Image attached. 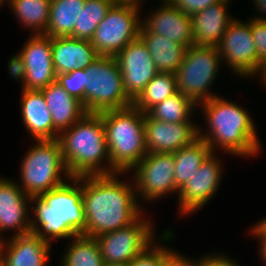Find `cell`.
Instances as JSON below:
<instances>
[{"mask_svg":"<svg viewBox=\"0 0 266 266\" xmlns=\"http://www.w3.org/2000/svg\"><path fill=\"white\" fill-rule=\"evenodd\" d=\"M123 174L127 173L82 176L86 220L83 236L96 238L103 233L126 227L144 214L133 180H120L119 176Z\"/></svg>","mask_w":266,"mask_h":266,"instance_id":"6da1fadb","label":"cell"},{"mask_svg":"<svg viewBox=\"0 0 266 266\" xmlns=\"http://www.w3.org/2000/svg\"><path fill=\"white\" fill-rule=\"evenodd\" d=\"M31 203V232L46 242L69 240L85 232L82 176L71 177L59 187L31 197Z\"/></svg>","mask_w":266,"mask_h":266,"instance_id":"7a4b0ae2","label":"cell"},{"mask_svg":"<svg viewBox=\"0 0 266 266\" xmlns=\"http://www.w3.org/2000/svg\"><path fill=\"white\" fill-rule=\"evenodd\" d=\"M207 120V131L198 126V137L204 139L212 152L223 151L238 157H254L261 151L254 121L245 108L215 96L198 104ZM204 131V132H203Z\"/></svg>","mask_w":266,"mask_h":266,"instance_id":"3957f363","label":"cell"},{"mask_svg":"<svg viewBox=\"0 0 266 266\" xmlns=\"http://www.w3.org/2000/svg\"><path fill=\"white\" fill-rule=\"evenodd\" d=\"M58 141L71 177L111 174L105 127L100 113H86L62 131Z\"/></svg>","mask_w":266,"mask_h":266,"instance_id":"277c9868","label":"cell"},{"mask_svg":"<svg viewBox=\"0 0 266 266\" xmlns=\"http://www.w3.org/2000/svg\"><path fill=\"white\" fill-rule=\"evenodd\" d=\"M105 127L111 174L128 173L147 154L144 117L136 107L100 113Z\"/></svg>","mask_w":266,"mask_h":266,"instance_id":"5b68a950","label":"cell"},{"mask_svg":"<svg viewBox=\"0 0 266 266\" xmlns=\"http://www.w3.org/2000/svg\"><path fill=\"white\" fill-rule=\"evenodd\" d=\"M35 142L36 144L34 143L26 151L20 163L21 184L18 182L20 188L30 198L38 197L71 179L58 139L36 140Z\"/></svg>","mask_w":266,"mask_h":266,"instance_id":"8992f818","label":"cell"},{"mask_svg":"<svg viewBox=\"0 0 266 266\" xmlns=\"http://www.w3.org/2000/svg\"><path fill=\"white\" fill-rule=\"evenodd\" d=\"M84 108L87 113L132 106L125 93L122 74L115 56L100 55L85 69Z\"/></svg>","mask_w":266,"mask_h":266,"instance_id":"52a82bcc","label":"cell"},{"mask_svg":"<svg viewBox=\"0 0 266 266\" xmlns=\"http://www.w3.org/2000/svg\"><path fill=\"white\" fill-rule=\"evenodd\" d=\"M222 63L217 47H188L181 65L174 73L177 91L197 105L218 96L210 88L220 73Z\"/></svg>","mask_w":266,"mask_h":266,"instance_id":"ba28073f","label":"cell"},{"mask_svg":"<svg viewBox=\"0 0 266 266\" xmlns=\"http://www.w3.org/2000/svg\"><path fill=\"white\" fill-rule=\"evenodd\" d=\"M142 2L115 3L97 26L90 43L99 55L116 56L139 37Z\"/></svg>","mask_w":266,"mask_h":266,"instance_id":"9c48e42d","label":"cell"},{"mask_svg":"<svg viewBox=\"0 0 266 266\" xmlns=\"http://www.w3.org/2000/svg\"><path fill=\"white\" fill-rule=\"evenodd\" d=\"M153 225L142 214L130 225L96 237L103 262L128 264L156 240Z\"/></svg>","mask_w":266,"mask_h":266,"instance_id":"30bf717a","label":"cell"},{"mask_svg":"<svg viewBox=\"0 0 266 266\" xmlns=\"http://www.w3.org/2000/svg\"><path fill=\"white\" fill-rule=\"evenodd\" d=\"M132 170L139 203L144 199L145 203L156 202L167 195L178 194L172 153H147Z\"/></svg>","mask_w":266,"mask_h":266,"instance_id":"8fae6325","label":"cell"},{"mask_svg":"<svg viewBox=\"0 0 266 266\" xmlns=\"http://www.w3.org/2000/svg\"><path fill=\"white\" fill-rule=\"evenodd\" d=\"M223 64L241 78L257 77V49L248 21L234 18L217 46Z\"/></svg>","mask_w":266,"mask_h":266,"instance_id":"7c38bea8","label":"cell"},{"mask_svg":"<svg viewBox=\"0 0 266 266\" xmlns=\"http://www.w3.org/2000/svg\"><path fill=\"white\" fill-rule=\"evenodd\" d=\"M215 154L212 152L178 191V215L195 213L215 196L223 176V165Z\"/></svg>","mask_w":266,"mask_h":266,"instance_id":"4fadbf2b","label":"cell"},{"mask_svg":"<svg viewBox=\"0 0 266 266\" xmlns=\"http://www.w3.org/2000/svg\"><path fill=\"white\" fill-rule=\"evenodd\" d=\"M123 78L124 90L133 102L158 73L143 40L138 37L115 56Z\"/></svg>","mask_w":266,"mask_h":266,"instance_id":"5bb4252c","label":"cell"},{"mask_svg":"<svg viewBox=\"0 0 266 266\" xmlns=\"http://www.w3.org/2000/svg\"><path fill=\"white\" fill-rule=\"evenodd\" d=\"M30 35L19 51L26 65L25 81L22 89L40 91L56 81L51 37L44 34Z\"/></svg>","mask_w":266,"mask_h":266,"instance_id":"9a60e30c","label":"cell"},{"mask_svg":"<svg viewBox=\"0 0 266 266\" xmlns=\"http://www.w3.org/2000/svg\"><path fill=\"white\" fill-rule=\"evenodd\" d=\"M10 178L0 177V238L4 231H13L12 236L31 232V198ZM2 233V234H1Z\"/></svg>","mask_w":266,"mask_h":266,"instance_id":"2e32d148","label":"cell"},{"mask_svg":"<svg viewBox=\"0 0 266 266\" xmlns=\"http://www.w3.org/2000/svg\"><path fill=\"white\" fill-rule=\"evenodd\" d=\"M144 133L147 153H174L198 138V125L164 122L145 113Z\"/></svg>","mask_w":266,"mask_h":266,"instance_id":"e0dca14e","label":"cell"},{"mask_svg":"<svg viewBox=\"0 0 266 266\" xmlns=\"http://www.w3.org/2000/svg\"><path fill=\"white\" fill-rule=\"evenodd\" d=\"M159 5L148 18L142 19V27L148 33L167 36L171 40L184 45L186 48L194 45L192 36L191 16L173 6L168 0H160Z\"/></svg>","mask_w":266,"mask_h":266,"instance_id":"ac0fdd59","label":"cell"},{"mask_svg":"<svg viewBox=\"0 0 266 266\" xmlns=\"http://www.w3.org/2000/svg\"><path fill=\"white\" fill-rule=\"evenodd\" d=\"M230 0H222L191 16L195 46L217 47L227 27L234 19L227 7Z\"/></svg>","mask_w":266,"mask_h":266,"instance_id":"d6986e66","label":"cell"},{"mask_svg":"<svg viewBox=\"0 0 266 266\" xmlns=\"http://www.w3.org/2000/svg\"><path fill=\"white\" fill-rule=\"evenodd\" d=\"M51 49L56 75L87 69L100 56L90 41L70 36L51 37Z\"/></svg>","mask_w":266,"mask_h":266,"instance_id":"ffe728a7","label":"cell"},{"mask_svg":"<svg viewBox=\"0 0 266 266\" xmlns=\"http://www.w3.org/2000/svg\"><path fill=\"white\" fill-rule=\"evenodd\" d=\"M51 244L35 233L4 240L3 266H47Z\"/></svg>","mask_w":266,"mask_h":266,"instance_id":"44dd1931","label":"cell"},{"mask_svg":"<svg viewBox=\"0 0 266 266\" xmlns=\"http://www.w3.org/2000/svg\"><path fill=\"white\" fill-rule=\"evenodd\" d=\"M20 95L22 122L32 139H58L59 133L53 128L52 116L42 92L22 89Z\"/></svg>","mask_w":266,"mask_h":266,"instance_id":"7402d4cb","label":"cell"},{"mask_svg":"<svg viewBox=\"0 0 266 266\" xmlns=\"http://www.w3.org/2000/svg\"><path fill=\"white\" fill-rule=\"evenodd\" d=\"M40 91L51 113L53 128L59 134L87 113L82 102L68 94L56 81Z\"/></svg>","mask_w":266,"mask_h":266,"instance_id":"603a6c76","label":"cell"},{"mask_svg":"<svg viewBox=\"0 0 266 266\" xmlns=\"http://www.w3.org/2000/svg\"><path fill=\"white\" fill-rule=\"evenodd\" d=\"M139 37L145 43L158 72L175 73L181 65L186 47L156 33H148L142 26L140 27Z\"/></svg>","mask_w":266,"mask_h":266,"instance_id":"cb8c5ba5","label":"cell"},{"mask_svg":"<svg viewBox=\"0 0 266 266\" xmlns=\"http://www.w3.org/2000/svg\"><path fill=\"white\" fill-rule=\"evenodd\" d=\"M212 153L208 143L198 137L189 145L180 148L173 154L175 162V183L180 190L191 179L203 161Z\"/></svg>","mask_w":266,"mask_h":266,"instance_id":"d4e9b609","label":"cell"},{"mask_svg":"<svg viewBox=\"0 0 266 266\" xmlns=\"http://www.w3.org/2000/svg\"><path fill=\"white\" fill-rule=\"evenodd\" d=\"M7 4L24 29L32 31V35L46 33L51 0H8Z\"/></svg>","mask_w":266,"mask_h":266,"instance_id":"484cf974","label":"cell"},{"mask_svg":"<svg viewBox=\"0 0 266 266\" xmlns=\"http://www.w3.org/2000/svg\"><path fill=\"white\" fill-rule=\"evenodd\" d=\"M85 2L86 0H51L49 22L44 35L71 36Z\"/></svg>","mask_w":266,"mask_h":266,"instance_id":"4316f807","label":"cell"},{"mask_svg":"<svg viewBox=\"0 0 266 266\" xmlns=\"http://www.w3.org/2000/svg\"><path fill=\"white\" fill-rule=\"evenodd\" d=\"M60 259L61 266H103V258L98 243L93 237L83 235L69 239Z\"/></svg>","mask_w":266,"mask_h":266,"instance_id":"83f0119b","label":"cell"},{"mask_svg":"<svg viewBox=\"0 0 266 266\" xmlns=\"http://www.w3.org/2000/svg\"><path fill=\"white\" fill-rule=\"evenodd\" d=\"M177 92L174 73L158 72L142 90L132 105L142 113H147L156 104Z\"/></svg>","mask_w":266,"mask_h":266,"instance_id":"f1b7e54d","label":"cell"},{"mask_svg":"<svg viewBox=\"0 0 266 266\" xmlns=\"http://www.w3.org/2000/svg\"><path fill=\"white\" fill-rule=\"evenodd\" d=\"M197 108L198 105L192 99L177 91L152 107L147 114L153 119L169 123L191 122Z\"/></svg>","mask_w":266,"mask_h":266,"instance_id":"f546056e","label":"cell"},{"mask_svg":"<svg viewBox=\"0 0 266 266\" xmlns=\"http://www.w3.org/2000/svg\"><path fill=\"white\" fill-rule=\"evenodd\" d=\"M114 4L113 0H86L70 37L90 41L97 26Z\"/></svg>","mask_w":266,"mask_h":266,"instance_id":"4dcf8cb0","label":"cell"},{"mask_svg":"<svg viewBox=\"0 0 266 266\" xmlns=\"http://www.w3.org/2000/svg\"><path fill=\"white\" fill-rule=\"evenodd\" d=\"M168 229L167 231H162L158 238V243L154 241L150 244L142 253H139L134 259H132L128 266H162L164 261L175 251L174 248L171 249L166 247L164 241H170L173 238V230ZM161 242V243H159ZM161 244V245H160Z\"/></svg>","mask_w":266,"mask_h":266,"instance_id":"1f68e13d","label":"cell"},{"mask_svg":"<svg viewBox=\"0 0 266 266\" xmlns=\"http://www.w3.org/2000/svg\"><path fill=\"white\" fill-rule=\"evenodd\" d=\"M85 69H76L69 73L56 75V82L72 97L82 102L84 106V90L86 87Z\"/></svg>","mask_w":266,"mask_h":266,"instance_id":"d6a6232c","label":"cell"},{"mask_svg":"<svg viewBox=\"0 0 266 266\" xmlns=\"http://www.w3.org/2000/svg\"><path fill=\"white\" fill-rule=\"evenodd\" d=\"M251 32L257 49V75L260 80L266 70V21L251 19Z\"/></svg>","mask_w":266,"mask_h":266,"instance_id":"836d02e7","label":"cell"},{"mask_svg":"<svg viewBox=\"0 0 266 266\" xmlns=\"http://www.w3.org/2000/svg\"><path fill=\"white\" fill-rule=\"evenodd\" d=\"M173 6L181 9L186 15L202 11L203 9L214 5L222 0H168Z\"/></svg>","mask_w":266,"mask_h":266,"instance_id":"e575fe53","label":"cell"},{"mask_svg":"<svg viewBox=\"0 0 266 266\" xmlns=\"http://www.w3.org/2000/svg\"><path fill=\"white\" fill-rule=\"evenodd\" d=\"M228 255L212 253L210 255H203L198 259H193V266H240Z\"/></svg>","mask_w":266,"mask_h":266,"instance_id":"d590c367","label":"cell"},{"mask_svg":"<svg viewBox=\"0 0 266 266\" xmlns=\"http://www.w3.org/2000/svg\"><path fill=\"white\" fill-rule=\"evenodd\" d=\"M7 65L10 76L13 77V79H16V81L20 80L22 82L21 84L23 88L26 74V65L19 52H17V54H14L8 60Z\"/></svg>","mask_w":266,"mask_h":266,"instance_id":"8d00e7d4","label":"cell"},{"mask_svg":"<svg viewBox=\"0 0 266 266\" xmlns=\"http://www.w3.org/2000/svg\"><path fill=\"white\" fill-rule=\"evenodd\" d=\"M162 266H193V259L174 251L163 263Z\"/></svg>","mask_w":266,"mask_h":266,"instance_id":"74e56055","label":"cell"},{"mask_svg":"<svg viewBox=\"0 0 266 266\" xmlns=\"http://www.w3.org/2000/svg\"><path fill=\"white\" fill-rule=\"evenodd\" d=\"M253 1V8H256V10L258 11L259 15H257V17H255V14L253 16L252 19L254 20H260V21H266V0H252Z\"/></svg>","mask_w":266,"mask_h":266,"instance_id":"f35d334b","label":"cell"},{"mask_svg":"<svg viewBox=\"0 0 266 266\" xmlns=\"http://www.w3.org/2000/svg\"><path fill=\"white\" fill-rule=\"evenodd\" d=\"M252 235V238H256L257 240L260 241L258 244L259 246V255L260 259L263 260L264 264L266 265V234H249Z\"/></svg>","mask_w":266,"mask_h":266,"instance_id":"ab89813d","label":"cell"},{"mask_svg":"<svg viewBox=\"0 0 266 266\" xmlns=\"http://www.w3.org/2000/svg\"><path fill=\"white\" fill-rule=\"evenodd\" d=\"M250 234H266V217L254 223L250 229Z\"/></svg>","mask_w":266,"mask_h":266,"instance_id":"60d3db41","label":"cell"},{"mask_svg":"<svg viewBox=\"0 0 266 266\" xmlns=\"http://www.w3.org/2000/svg\"><path fill=\"white\" fill-rule=\"evenodd\" d=\"M4 239L0 238V266H3Z\"/></svg>","mask_w":266,"mask_h":266,"instance_id":"b9f144b4","label":"cell"},{"mask_svg":"<svg viewBox=\"0 0 266 266\" xmlns=\"http://www.w3.org/2000/svg\"><path fill=\"white\" fill-rule=\"evenodd\" d=\"M115 3L144 2L146 0H113Z\"/></svg>","mask_w":266,"mask_h":266,"instance_id":"7bdbcfd3","label":"cell"},{"mask_svg":"<svg viewBox=\"0 0 266 266\" xmlns=\"http://www.w3.org/2000/svg\"><path fill=\"white\" fill-rule=\"evenodd\" d=\"M103 266H128V264H110V263H104Z\"/></svg>","mask_w":266,"mask_h":266,"instance_id":"ee69618b","label":"cell"},{"mask_svg":"<svg viewBox=\"0 0 266 266\" xmlns=\"http://www.w3.org/2000/svg\"><path fill=\"white\" fill-rule=\"evenodd\" d=\"M262 80H260L261 83H264V86H266V70L263 74V77L261 78Z\"/></svg>","mask_w":266,"mask_h":266,"instance_id":"f6af8a7d","label":"cell"},{"mask_svg":"<svg viewBox=\"0 0 266 266\" xmlns=\"http://www.w3.org/2000/svg\"><path fill=\"white\" fill-rule=\"evenodd\" d=\"M6 1V2H5ZM8 0H0V8L4 5V3L7 4Z\"/></svg>","mask_w":266,"mask_h":266,"instance_id":"bcb514c9","label":"cell"}]
</instances>
